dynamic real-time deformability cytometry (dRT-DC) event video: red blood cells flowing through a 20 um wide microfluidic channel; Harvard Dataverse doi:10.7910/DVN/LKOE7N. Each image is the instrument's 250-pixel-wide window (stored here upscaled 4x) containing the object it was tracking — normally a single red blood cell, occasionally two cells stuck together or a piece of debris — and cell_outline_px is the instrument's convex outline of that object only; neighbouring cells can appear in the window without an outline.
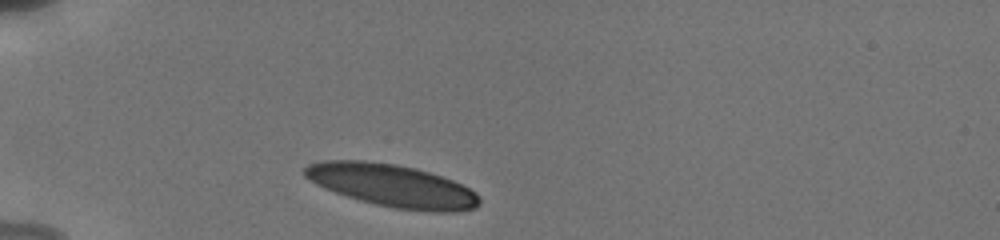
{"species": "human", "species_latin": "Homo sapiens", "temperature_condition": "cold", "stored_images_in_passage": 4, "camera_frame_rate_fps": 3000, "um_per_image_px": 0.085, "donor": {"sex": "male"}, "frame": {"image": 1, "passage_image": 1, "time_ms": 0.0, "image_size_px": [1000, 240], "cell_outline_px": [[480, 204], [476, 208], [456, 212], [432, 212], [396, 208], [376, 204], [360, 200], [324, 188], [304, 176], [304, 168], [308, 164], [324, 160], [364, 160], [396, 164], [416, 168], [452, 180], [476, 192], [480, 200]], "centroid_in_image_um": [33.35, 15.77], "position_along_channel_um": 51.6, "area_um2": 43.18}}
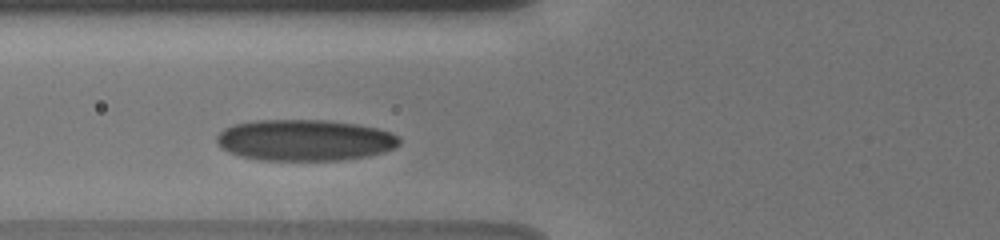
{"frame": {"image": 2, "passage_image": 3, "time_ms": 2.0, "image_size_px": [1000, 240], "cell_outline_px": [[400, 144], [396, 148], [384, 152], [368, 156], [340, 160], [256, 160], [240, 156], [228, 152], [220, 148], [216, 144], [216, 136], [224, 128], [232, 124], [252, 120], [328, 120], [356, 124], [380, 128], [392, 132], [400, 136]], "centroid_in_image_um": [25.9, 11.91], "position_along_channel_um": 99.9, "area_um2": 44.62}}